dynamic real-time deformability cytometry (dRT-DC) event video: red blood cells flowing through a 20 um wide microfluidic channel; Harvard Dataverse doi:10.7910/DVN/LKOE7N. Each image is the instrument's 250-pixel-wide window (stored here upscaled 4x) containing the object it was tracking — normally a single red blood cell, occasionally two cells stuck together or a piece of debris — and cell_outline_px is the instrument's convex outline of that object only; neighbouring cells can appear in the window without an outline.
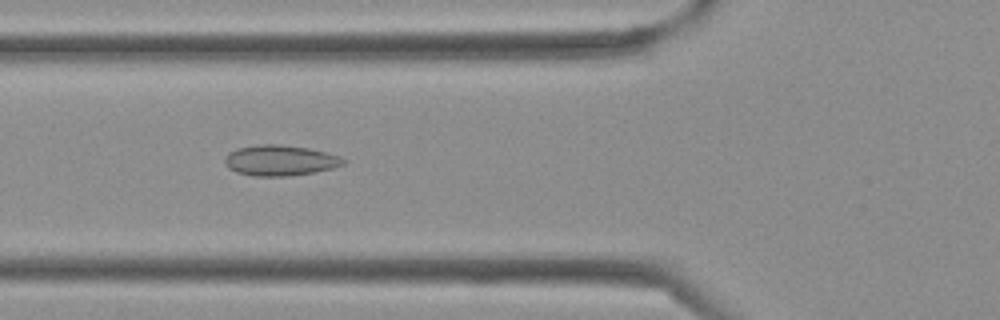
{"species": "Egyptian fruit bat (a non-hibernating species)", "species_latin": "Rousettus aegyptiacus", "temperature_condition": "cold", "stored_images_in_passage": 32, "camera_frame_rate_fps": 3000, "um_per_image_px": 0.085, "frame": {"image": 1, "passage_image": 7, "time_ms": 2.0, "image_size_px": [1000, 320], "cell_outline_px": [[348, 160], [344, 164], [332, 168], [316, 172], [288, 176], [256, 176], [236, 172], [228, 168], [224, 164], [224, 160], [228, 152], [236, 148], [260, 144], [280, 144], [308, 148], [340, 156]], "centroid_in_image_um": [23.79, 13.63], "position_along_channel_um": 102.0, "area_um2": 21.27}}
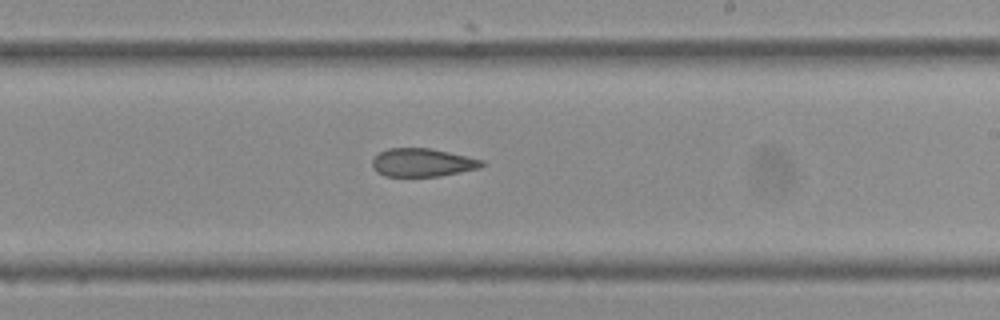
{"frame": {"image": 2, "passage_image": 16, "time_ms": 5.0, "image_size_px": [1000, 320], "cell_outline_px": [[484, 164], [480, 168], [440, 176], [384, 176], [376, 172], [372, 168], [372, 160], [380, 152], [388, 148], [432, 148], [484, 160]], "centroid_in_image_um": [35.9, 13.81], "position_along_channel_um": 253.1, "area_um2": 18.09}}
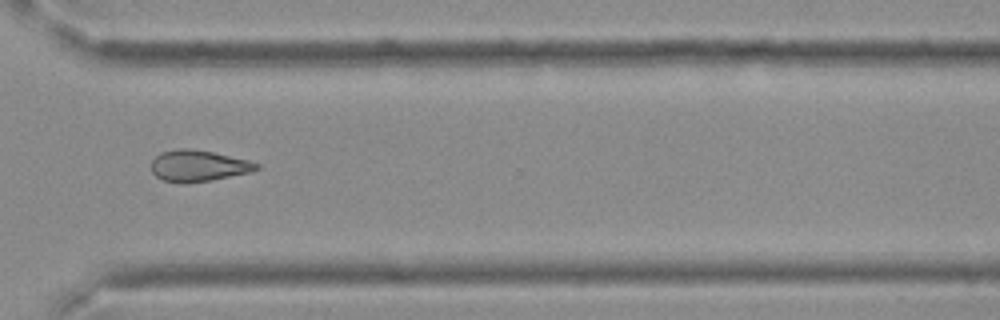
{"frame": {"image": 3, "passage_image": 22, "time_ms": 7.0, "image_size_px": [1000, 320], "cell_outline_px": [[260, 168], [252, 172], [212, 180], [184, 184], [180, 184], [164, 180], [156, 176], [152, 172], [152, 160], [160, 152], [176, 148], [188, 148], [212, 152], [248, 160], [260, 164]], "centroid_in_image_um": [16.86, 14.1], "position_along_channel_um": 353.7, "area_um2": 19.36}}